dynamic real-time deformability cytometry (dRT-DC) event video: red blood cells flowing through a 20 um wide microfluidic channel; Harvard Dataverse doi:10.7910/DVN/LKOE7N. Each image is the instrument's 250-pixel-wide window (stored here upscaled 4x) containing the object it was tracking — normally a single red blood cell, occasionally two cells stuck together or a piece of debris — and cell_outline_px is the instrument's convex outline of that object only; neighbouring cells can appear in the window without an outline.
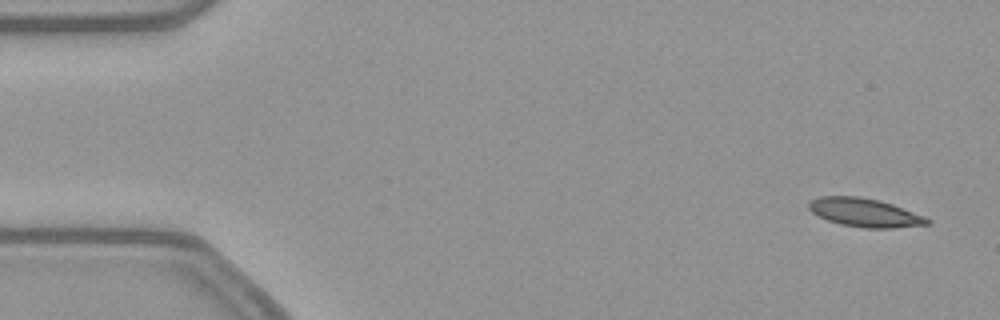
{"species": "common noctule bat (a hibernating species)", "species_latin": "Nyctalus noctula", "temperature_condition": "warm", "stored_images_in_passage": 52, "camera_frame_rate_fps": 3000, "um_per_image_px": 0.085, "animal": {"sex": "female", "body_mass_g": 21.9}, "frame": {"image": 1, "passage_image": 1, "time_ms": 0.0, "image_size_px": [1000, 320], "cell_outline_px": [[932, 224], [892, 228], [864, 228], [840, 224], [828, 220], [812, 212], [808, 208], [808, 204], [812, 200], [820, 196], [860, 196], [880, 200], [892, 204], [924, 216], [932, 220]], "centroid_in_image_um": [73.53, 18.07], "position_along_channel_um": 11.5, "area_um2": 19.71}}
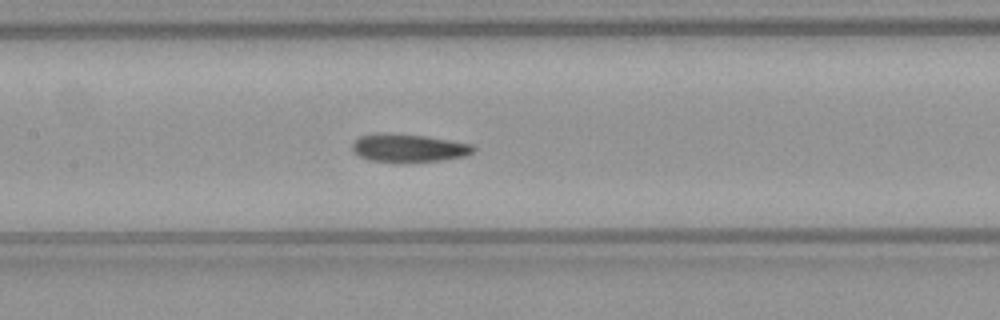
{"frame": {"image": 2, "passage_image": 23, "time_ms": 7.333, "image_size_px": [1000, 320], "cell_outline_px": [[476, 148], [468, 156], [444, 160], [404, 164], [392, 164], [368, 160], [352, 152], [352, 144], [360, 136], [376, 132], [388, 132], [424, 136], [472, 144]], "centroid_in_image_um": [34.69, 12.61], "position_along_channel_um": 172.7, "area_um2": 20.69}}
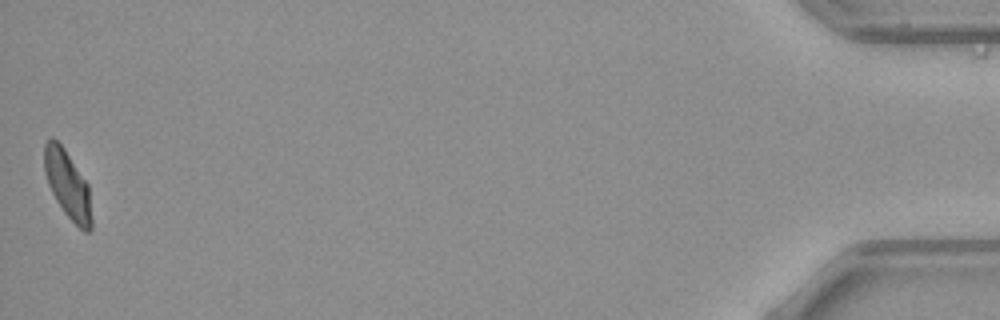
{"frame": {"image": 3, "passage_image": 51, "time_ms": 16.667, "image_size_px": [1000, 320], "cell_outline_px": [[92, 228], [88, 232], [84, 232], [64, 212], [56, 200], [48, 184], [44, 172], [44, 144], [52, 136], [64, 148], [88, 184], [92, 220]], "centroid_in_image_um": [5.74, 15.69], "position_along_channel_um": 429.5, "area_um2": 18.55}}